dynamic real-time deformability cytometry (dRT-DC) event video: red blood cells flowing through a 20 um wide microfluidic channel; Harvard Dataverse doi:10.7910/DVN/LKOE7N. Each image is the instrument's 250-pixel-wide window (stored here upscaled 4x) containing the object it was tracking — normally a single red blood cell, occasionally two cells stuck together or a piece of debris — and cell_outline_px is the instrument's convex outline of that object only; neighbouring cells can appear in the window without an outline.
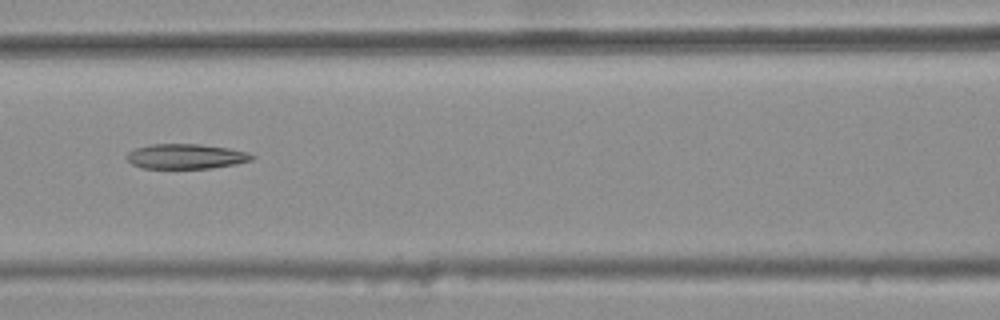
{"species": "common noctule bat (a hibernating species)", "species_latin": "Nyctalus noctula", "temperature_condition": "warm", "stored_images_in_passage": 8, "camera_frame_rate_fps": 3000, "um_per_image_px": 0.085, "animal": {"sex": "female", "body_mass_g": 25.1}, "frame": {"image": 1, "passage_image": 6, "time_ms": 1.667, "image_size_px": [1000, 320], "cell_outline_px": [[256, 156], [252, 160], [236, 164], [212, 168], [140, 168], [132, 164], [124, 156], [128, 152], [136, 148], [152, 144], [200, 144], [228, 148], [248, 152]], "centroid_in_image_um": [15.8, 13.29], "position_along_channel_um": 150.8, "area_um2": 18.26}}
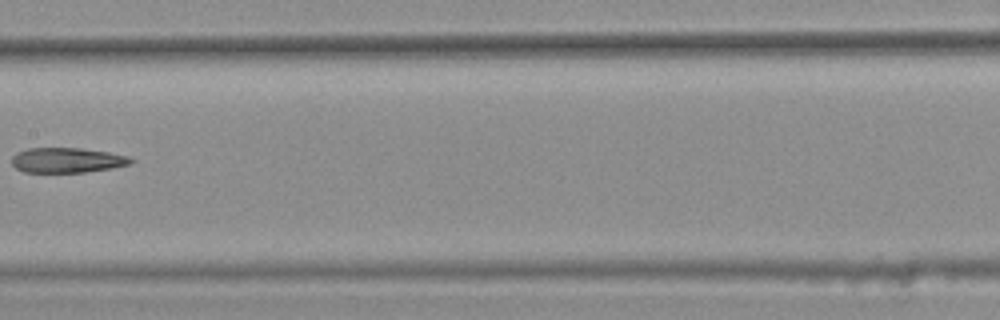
{"frame": {"image": 2, "passage_image": 7, "time_ms": 2.0, "image_size_px": [1000, 320], "cell_outline_px": [[136, 160], [132, 164], [112, 168], [84, 172], [24, 172], [16, 168], [12, 164], [12, 156], [16, 152], [28, 148], [80, 148], [108, 152], [128, 156]], "centroid_in_image_um": [5.72, 13.61], "position_along_channel_um": 201.7, "area_um2": 17.46}}
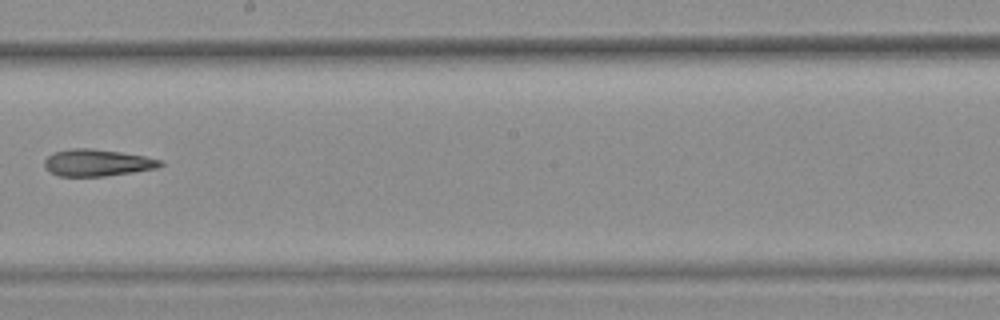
{"frame": {"image": 3, "passage_image": 8, "time_ms": 2.333, "image_size_px": [1000, 320], "cell_outline_px": [[164, 164], [160, 168], [104, 176], [60, 176], [44, 168], [44, 160], [52, 152], [72, 148], [92, 148], [120, 152], [144, 156], [160, 160]], "centroid_in_image_um": [8.25, 13.82], "position_along_channel_um": 239.9, "area_um2": 18.15}}